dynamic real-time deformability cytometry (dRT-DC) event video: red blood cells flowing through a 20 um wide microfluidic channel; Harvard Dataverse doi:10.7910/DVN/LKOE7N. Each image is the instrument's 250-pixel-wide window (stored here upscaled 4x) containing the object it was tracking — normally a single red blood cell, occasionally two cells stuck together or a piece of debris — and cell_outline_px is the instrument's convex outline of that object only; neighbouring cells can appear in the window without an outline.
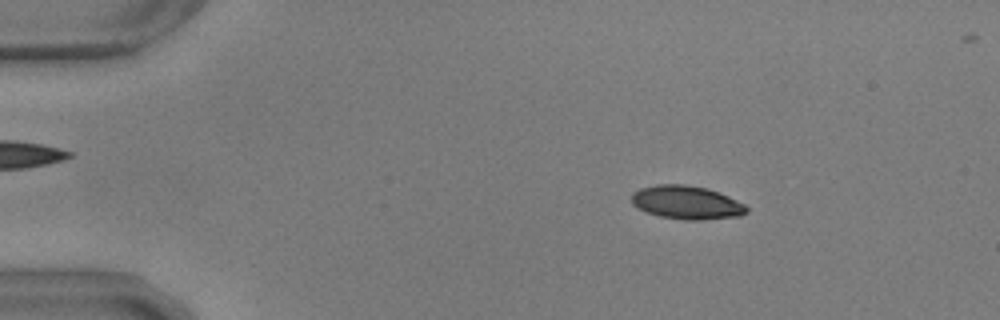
{"species": "common noctule bat (a hibernating species)", "species_latin": "Nyctalus noctula", "temperature_condition": "warm", "stored_images_in_passage": 49, "camera_frame_rate_fps": 3000, "um_per_image_px": 0.085, "animal": {"sex": "male", "body_mass_g": 17.9, "forearm_length_mm": 54.2}, "frame": {"image": 1, "passage_image": 2, "time_ms": 0.333, "image_size_px": [1000, 320], "cell_outline_px": [[748, 212], [740, 216], [700, 220], [684, 220], [660, 216], [636, 208], [632, 204], [632, 192], [640, 188], [656, 184], [684, 184], [708, 188], [728, 196], [744, 204], [748, 208]], "centroid_in_image_um": [58.35, 17.2], "position_along_channel_um": 26.6, "area_um2": 22.54}}
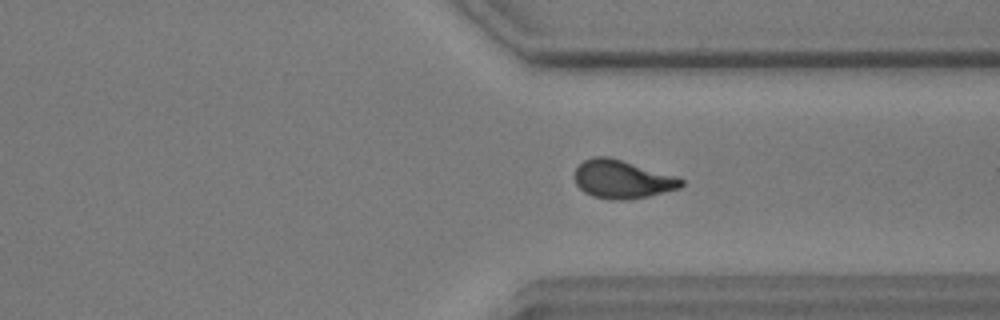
{"frame": {"image": 2, "passage_image": 35, "time_ms": 11.333, "image_size_px": [1000, 320], "cell_outline_px": [[684, 184], [680, 188], [648, 196], [624, 200], [612, 200], [592, 196], [584, 192], [576, 184], [572, 176], [576, 168], [584, 160], [596, 156], [608, 156], [676, 176], [684, 180]], "centroid_in_image_um": [52.86, 15.24], "position_along_channel_um": 358.5, "area_um2": 23.81}}
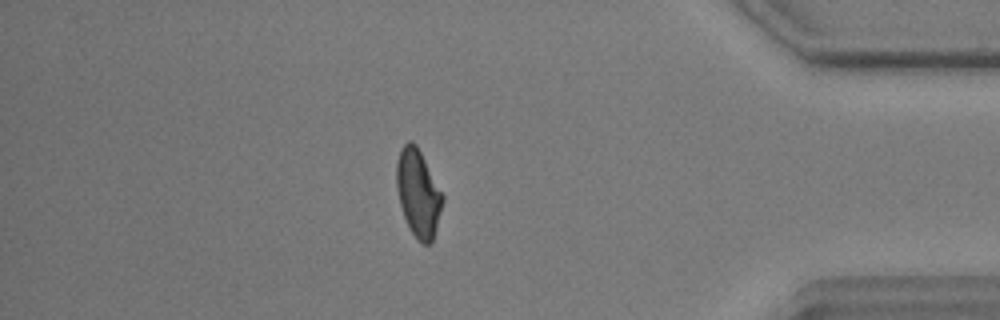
{"frame": {"image": 3, "passage_image": 41, "time_ms": 13.333, "image_size_px": [1000, 320], "cell_outline_px": [[444, 200], [432, 244], [424, 244], [416, 240], [408, 228], [400, 204], [396, 188], [396, 164], [400, 148], [408, 140], [412, 140], [416, 144], [444, 196]], "centroid_in_image_um": [35.53, 16.44], "position_along_channel_um": 399.7, "area_um2": 23.64}, "authors_computed_cell_mechanics": {"area_um2": 23.2356, "velocity_mm_per_s": 3.6542, "shape_relaxation_time_tau1_ms": 5.6732, "shape_relaxation_time_tau2_ms": 1.7615, "deformation_change_tau1": 0.176, "deformation_change_tau2": 0.0813}}